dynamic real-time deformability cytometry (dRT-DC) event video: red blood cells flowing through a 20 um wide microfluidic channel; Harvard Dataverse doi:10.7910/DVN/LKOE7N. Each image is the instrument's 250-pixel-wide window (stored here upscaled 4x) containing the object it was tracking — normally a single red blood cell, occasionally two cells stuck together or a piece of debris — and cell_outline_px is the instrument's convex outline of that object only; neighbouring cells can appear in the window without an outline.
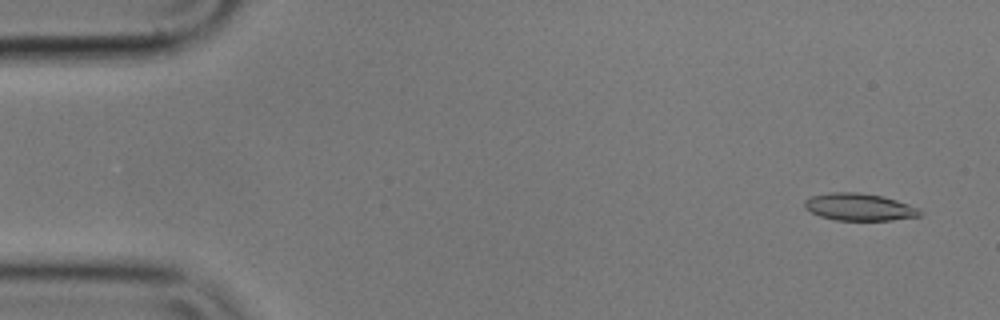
{"species": "common noctule bat (a hibernating species)", "species_latin": "Nyctalus noctula", "temperature_condition": "cold", "stored_images_in_passage": 56, "camera_frame_rate_fps": 3000, "um_per_image_px": 0.085, "animal": {"sex": "male", "body_mass_g": 17.9}, "frame": {"image": 1, "passage_image": 3, "time_ms": 0.667, "image_size_px": [1000, 320], "cell_outline_px": [[924, 212], [920, 216], [892, 220], [836, 220], [820, 216], [804, 208], [804, 200], [812, 196], [828, 192], [856, 192], [884, 196], [920, 208]], "centroid_in_image_um": [73.06, 17.59], "position_along_channel_um": 11.9, "area_um2": 18.44}}
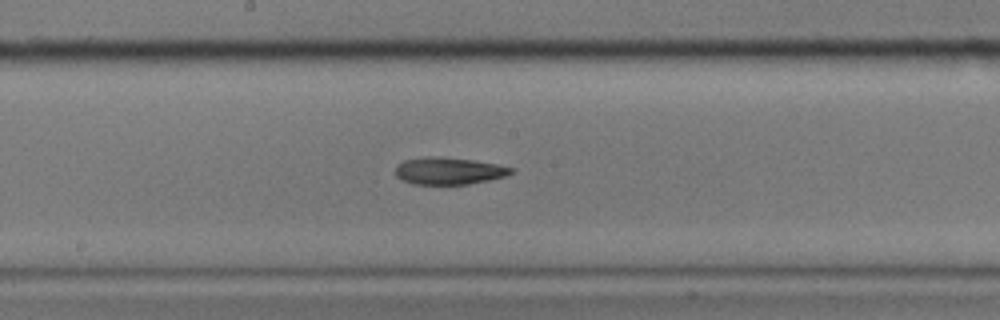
{"frame": {"image": 2, "passage_image": 29, "time_ms": 9.333, "image_size_px": [1000, 320], "cell_outline_px": [[516, 168], [508, 176], [468, 184], [412, 184], [400, 180], [396, 176], [396, 164], [404, 160], [424, 156], [472, 160], [496, 164]], "centroid_in_image_um": [38.13, 14.53], "position_along_channel_um": 210.1, "area_um2": 18.26}}
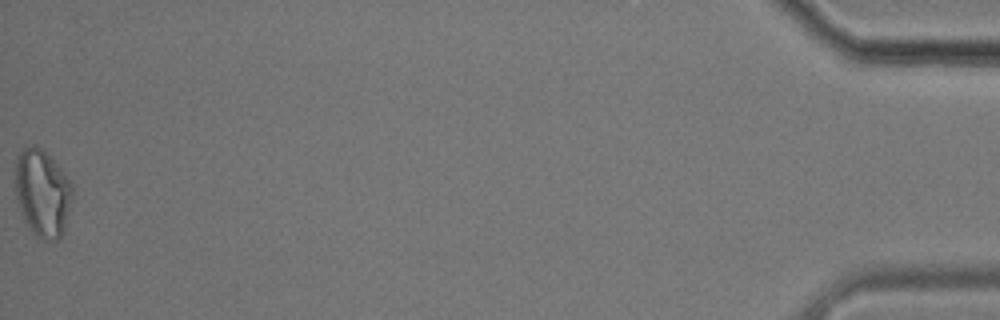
{"frame": {"image": 3, "passage_image": 56, "time_ms": 18.333, "image_size_px": [1000, 320], "cell_outline_px": [[72, 200], [64, 232], [56, 240], [44, 240], [36, 236], [32, 232], [24, 220], [16, 196], [16, 156], [24, 148], [32, 144], [36, 144], [60, 168], [72, 184]], "centroid_in_image_um": [3.61, 16.42], "position_along_channel_um": 431.6, "area_um2": 28.84}, "authors_computed_cell_mechanics": {"area_um2": 19.074, "velocity_mm_per_s": 3.5625, "shape_relaxation_time_tau1_ms": 4.8667, "shape_relaxation_time_tau2_ms": null, "deformation_change_tau1": 0.1334, "deformation_change_tau2": null}}